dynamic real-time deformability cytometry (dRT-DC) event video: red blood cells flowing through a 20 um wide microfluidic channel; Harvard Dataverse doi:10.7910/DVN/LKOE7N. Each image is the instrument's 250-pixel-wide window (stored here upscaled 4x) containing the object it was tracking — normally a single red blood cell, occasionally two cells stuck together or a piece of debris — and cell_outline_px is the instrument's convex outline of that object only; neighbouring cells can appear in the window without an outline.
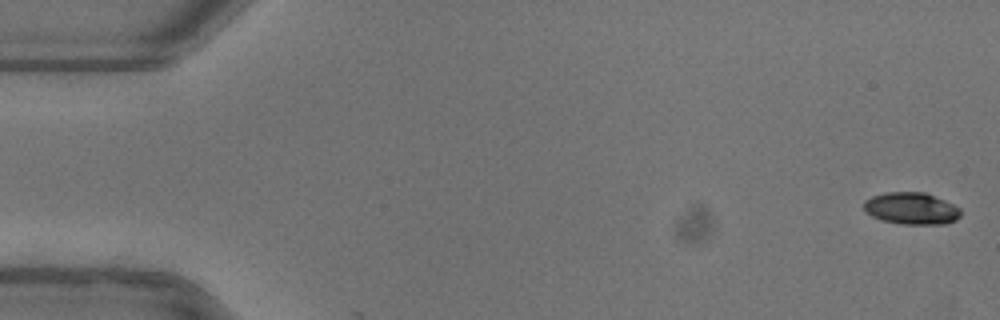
{"species": "common noctule bat (a hibernating species)", "species_latin": "Nyctalus noctula", "temperature_condition": "warm", "stored_images_in_passage": 53, "camera_frame_rate_fps": 3000, "um_per_image_px": 0.085, "animal": {"sex": "female"}, "frame": {"image": 1, "passage_image": 1, "time_ms": 0.0, "image_size_px": [1000, 320], "cell_outline_px": [[960, 216], [956, 220], [948, 224], [904, 224], [880, 220], [872, 216], [864, 208], [864, 200], [872, 196], [888, 192], [924, 192], [944, 200], [960, 208]], "centroid_in_image_um": [77.48, 17.72], "position_along_channel_um": 7.5, "area_um2": 17.98}}
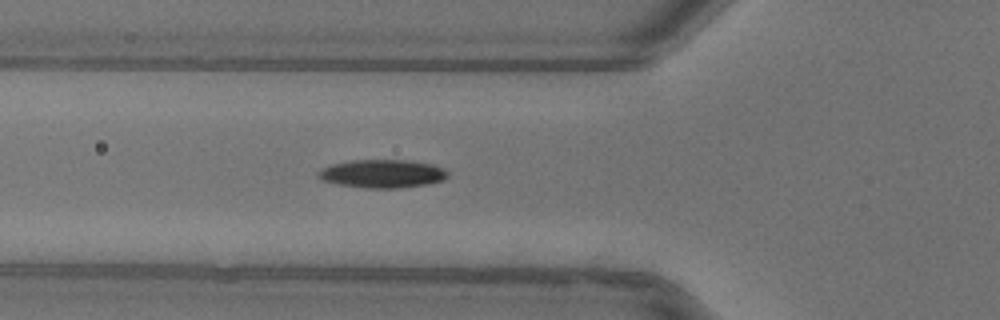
{"frame": {"image": 2, "passage_image": 19, "time_ms": 6.0, "image_size_px": [1000, 320], "cell_outline_px": [[448, 176], [444, 180], [424, 184], [400, 188], [368, 188], [336, 184], [324, 180], [316, 176], [316, 172], [320, 168], [332, 164], [352, 160], [404, 160], [432, 164], [444, 168], [448, 172]], "centroid_in_image_um": [32.47, 14.76], "position_along_channel_um": 93.3, "area_um2": 21.33}}
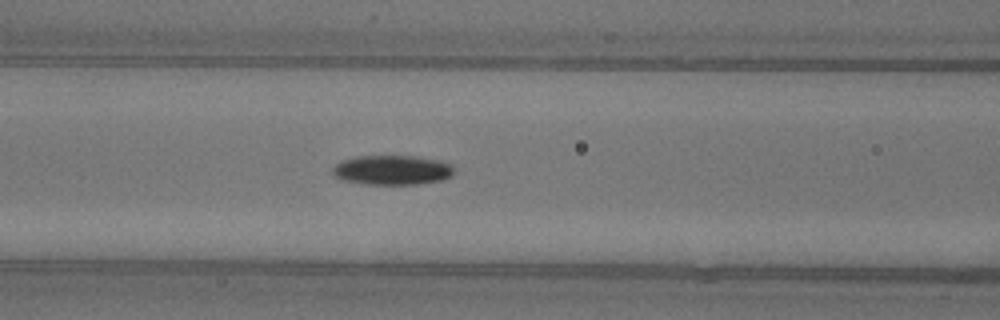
{"frame": {"image": 3, "passage_image": 22, "time_ms": 7.0, "image_size_px": [1000, 320], "cell_outline_px": [[456, 168], [452, 176], [440, 180], [416, 184], [368, 184], [344, 180], [336, 176], [332, 172], [332, 168], [340, 160], [356, 156], [416, 156], [436, 160], [448, 164]], "centroid_in_image_um": [33.32, 14.44], "position_along_channel_um": 133.3, "area_um2": 20.81}, "authors_computed_cell_mechanics": {"area_um2": 19.363, "velocity_mm_per_s": 3.9403, "shape_relaxation_time_tau1_ms": 2.8168, "shape_relaxation_time_tau2_ms": null, "deformation_change_tau1": 0.1158, "deformation_change_tau2": null}}